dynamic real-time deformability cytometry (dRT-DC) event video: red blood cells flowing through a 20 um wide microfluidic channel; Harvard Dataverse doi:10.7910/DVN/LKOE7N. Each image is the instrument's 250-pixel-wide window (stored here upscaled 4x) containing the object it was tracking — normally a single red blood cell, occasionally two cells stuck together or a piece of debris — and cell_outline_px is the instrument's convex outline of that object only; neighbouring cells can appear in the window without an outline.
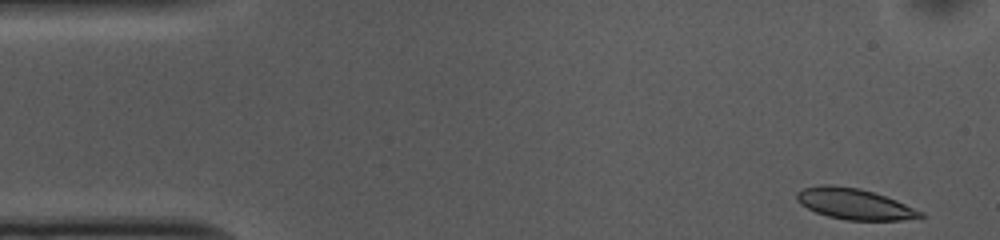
{"species": "common noctule bat (a hibernating species)", "species_latin": "Nyctalus noctula", "temperature_condition": "cold", "stored_images_in_passage": 51, "camera_frame_rate_fps": 3000, "um_per_image_px": 0.085, "animal": {"sex": "female", "body_mass_g": 10.0, "forearm_length_mm": 53.1}, "frame": {"image": 1, "passage_image": 1, "time_ms": 0.0, "image_size_px": [1000, 240], "cell_outline_px": [[924, 216], [920, 220], [848, 220], [828, 216], [816, 212], [800, 204], [796, 200], [796, 192], [804, 188], [820, 184], [832, 184], [860, 188], [896, 200], [924, 212]], "centroid_in_image_um": [72.65, 17.33], "position_along_channel_um": 12.3, "area_um2": 22.48}}
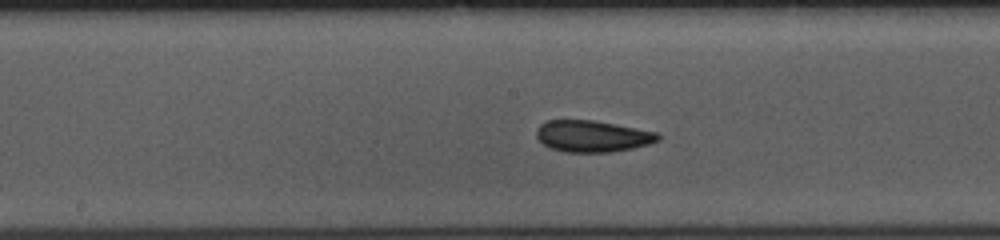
{"frame": {"image": 2, "passage_image": 24, "time_ms": 7.667, "image_size_px": [1000, 240], "cell_outline_px": [[660, 140], [648, 144], [632, 148], [612, 152], [564, 152], [548, 148], [536, 136], [536, 128], [540, 124], [548, 120], [592, 120], [656, 132], [660, 136]], "centroid_in_image_um": [50.31, 11.58], "position_along_channel_um": 197.9, "area_um2": 22.25}}
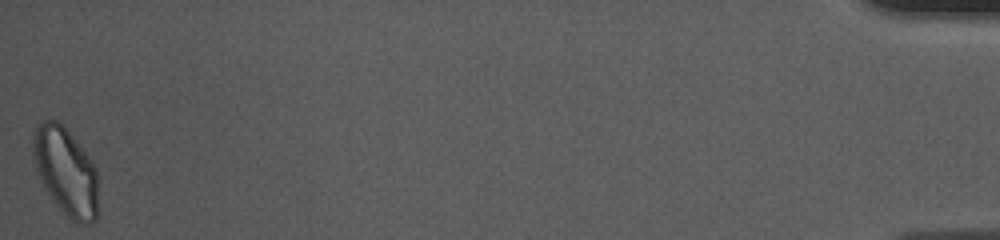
{"frame": {"image": 3, "passage_image": 51, "time_ms": 16.667, "image_size_px": [1000, 240], "cell_outline_px": [[96, 220], [92, 224], [80, 224], [72, 220], [56, 204], [48, 192], [32, 160], [32, 132], [40, 120], [56, 120], [64, 124], [92, 160], [96, 168]], "centroid_in_image_um": [5.57, 14.5], "position_along_channel_um": 429.6, "area_um2": 33.29}, "authors_computed_cell_mechanics": {"area_um2": 22.6576, "velocity_mm_per_s": 3.6893, "shape_relaxation_time_tau1_ms": 8.2528, "shape_relaxation_time_tau2_ms": 3.1233, "deformation_change_tau1": 0.1558, "deformation_change_tau2": 0.0805}}